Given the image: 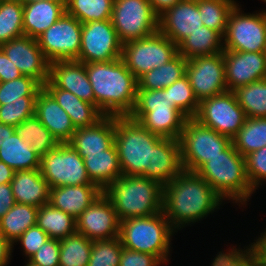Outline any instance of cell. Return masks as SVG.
I'll return each instance as SVG.
<instances>
[{
    "label": "cell",
    "mask_w": 266,
    "mask_h": 266,
    "mask_svg": "<svg viewBox=\"0 0 266 266\" xmlns=\"http://www.w3.org/2000/svg\"><path fill=\"white\" fill-rule=\"evenodd\" d=\"M202 26L197 0H182L158 18V31L177 46Z\"/></svg>",
    "instance_id": "cell-19"
},
{
    "label": "cell",
    "mask_w": 266,
    "mask_h": 266,
    "mask_svg": "<svg viewBox=\"0 0 266 266\" xmlns=\"http://www.w3.org/2000/svg\"><path fill=\"white\" fill-rule=\"evenodd\" d=\"M24 36L23 4L18 0H0V46Z\"/></svg>",
    "instance_id": "cell-39"
},
{
    "label": "cell",
    "mask_w": 266,
    "mask_h": 266,
    "mask_svg": "<svg viewBox=\"0 0 266 266\" xmlns=\"http://www.w3.org/2000/svg\"><path fill=\"white\" fill-rule=\"evenodd\" d=\"M114 0H67L66 13L82 24L111 19Z\"/></svg>",
    "instance_id": "cell-40"
},
{
    "label": "cell",
    "mask_w": 266,
    "mask_h": 266,
    "mask_svg": "<svg viewBox=\"0 0 266 266\" xmlns=\"http://www.w3.org/2000/svg\"><path fill=\"white\" fill-rule=\"evenodd\" d=\"M93 241L75 232L60 240V266H87L91 257Z\"/></svg>",
    "instance_id": "cell-37"
},
{
    "label": "cell",
    "mask_w": 266,
    "mask_h": 266,
    "mask_svg": "<svg viewBox=\"0 0 266 266\" xmlns=\"http://www.w3.org/2000/svg\"><path fill=\"white\" fill-rule=\"evenodd\" d=\"M41 88L36 80L24 75L11 81L0 82V105L23 101V97H36Z\"/></svg>",
    "instance_id": "cell-43"
},
{
    "label": "cell",
    "mask_w": 266,
    "mask_h": 266,
    "mask_svg": "<svg viewBox=\"0 0 266 266\" xmlns=\"http://www.w3.org/2000/svg\"><path fill=\"white\" fill-rule=\"evenodd\" d=\"M223 200L196 172L183 170L163 186V212L177 232L220 209Z\"/></svg>",
    "instance_id": "cell-1"
},
{
    "label": "cell",
    "mask_w": 266,
    "mask_h": 266,
    "mask_svg": "<svg viewBox=\"0 0 266 266\" xmlns=\"http://www.w3.org/2000/svg\"><path fill=\"white\" fill-rule=\"evenodd\" d=\"M245 249V250H244ZM244 249H238L232 247L227 252L220 251L219 254L213 259L211 266H237L239 262L251 251L250 245L244 247Z\"/></svg>",
    "instance_id": "cell-51"
},
{
    "label": "cell",
    "mask_w": 266,
    "mask_h": 266,
    "mask_svg": "<svg viewBox=\"0 0 266 266\" xmlns=\"http://www.w3.org/2000/svg\"><path fill=\"white\" fill-rule=\"evenodd\" d=\"M48 239V234L35 225L28 228L15 243L19 242L21 244L23 253L29 260Z\"/></svg>",
    "instance_id": "cell-48"
},
{
    "label": "cell",
    "mask_w": 266,
    "mask_h": 266,
    "mask_svg": "<svg viewBox=\"0 0 266 266\" xmlns=\"http://www.w3.org/2000/svg\"><path fill=\"white\" fill-rule=\"evenodd\" d=\"M13 245L0 233V266H7L11 260Z\"/></svg>",
    "instance_id": "cell-55"
},
{
    "label": "cell",
    "mask_w": 266,
    "mask_h": 266,
    "mask_svg": "<svg viewBox=\"0 0 266 266\" xmlns=\"http://www.w3.org/2000/svg\"><path fill=\"white\" fill-rule=\"evenodd\" d=\"M223 55L228 91L266 79V52L224 50Z\"/></svg>",
    "instance_id": "cell-18"
},
{
    "label": "cell",
    "mask_w": 266,
    "mask_h": 266,
    "mask_svg": "<svg viewBox=\"0 0 266 266\" xmlns=\"http://www.w3.org/2000/svg\"><path fill=\"white\" fill-rule=\"evenodd\" d=\"M164 89L169 92L171 103L175 108L181 111L187 118L195 117L199 108V102L186 75Z\"/></svg>",
    "instance_id": "cell-42"
},
{
    "label": "cell",
    "mask_w": 266,
    "mask_h": 266,
    "mask_svg": "<svg viewBox=\"0 0 266 266\" xmlns=\"http://www.w3.org/2000/svg\"><path fill=\"white\" fill-rule=\"evenodd\" d=\"M103 191L96 185H69L50 188L49 203L77 219Z\"/></svg>",
    "instance_id": "cell-23"
},
{
    "label": "cell",
    "mask_w": 266,
    "mask_h": 266,
    "mask_svg": "<svg viewBox=\"0 0 266 266\" xmlns=\"http://www.w3.org/2000/svg\"><path fill=\"white\" fill-rule=\"evenodd\" d=\"M40 160L41 157L30 144L23 141L16 132L0 145V161L15 172L40 169Z\"/></svg>",
    "instance_id": "cell-30"
},
{
    "label": "cell",
    "mask_w": 266,
    "mask_h": 266,
    "mask_svg": "<svg viewBox=\"0 0 266 266\" xmlns=\"http://www.w3.org/2000/svg\"><path fill=\"white\" fill-rule=\"evenodd\" d=\"M103 194L111 201L120 221L163 211V186L144 176L122 175Z\"/></svg>",
    "instance_id": "cell-3"
},
{
    "label": "cell",
    "mask_w": 266,
    "mask_h": 266,
    "mask_svg": "<svg viewBox=\"0 0 266 266\" xmlns=\"http://www.w3.org/2000/svg\"><path fill=\"white\" fill-rule=\"evenodd\" d=\"M178 110L170 100L169 92L165 89H137L136 102L132 112H151Z\"/></svg>",
    "instance_id": "cell-45"
},
{
    "label": "cell",
    "mask_w": 266,
    "mask_h": 266,
    "mask_svg": "<svg viewBox=\"0 0 266 266\" xmlns=\"http://www.w3.org/2000/svg\"><path fill=\"white\" fill-rule=\"evenodd\" d=\"M87 174L102 191L122 176L117 150L113 144L103 153L88 154L84 158Z\"/></svg>",
    "instance_id": "cell-29"
},
{
    "label": "cell",
    "mask_w": 266,
    "mask_h": 266,
    "mask_svg": "<svg viewBox=\"0 0 266 266\" xmlns=\"http://www.w3.org/2000/svg\"><path fill=\"white\" fill-rule=\"evenodd\" d=\"M21 4L25 5V4H28V3H33V2H37V1H41V0H18ZM46 1H54V2H57V3H62L66 6L67 4V0H46Z\"/></svg>",
    "instance_id": "cell-60"
},
{
    "label": "cell",
    "mask_w": 266,
    "mask_h": 266,
    "mask_svg": "<svg viewBox=\"0 0 266 266\" xmlns=\"http://www.w3.org/2000/svg\"><path fill=\"white\" fill-rule=\"evenodd\" d=\"M182 171L180 140L162 137L153 146V180L164 186Z\"/></svg>",
    "instance_id": "cell-26"
},
{
    "label": "cell",
    "mask_w": 266,
    "mask_h": 266,
    "mask_svg": "<svg viewBox=\"0 0 266 266\" xmlns=\"http://www.w3.org/2000/svg\"><path fill=\"white\" fill-rule=\"evenodd\" d=\"M15 171L4 162L0 161V184H9Z\"/></svg>",
    "instance_id": "cell-57"
},
{
    "label": "cell",
    "mask_w": 266,
    "mask_h": 266,
    "mask_svg": "<svg viewBox=\"0 0 266 266\" xmlns=\"http://www.w3.org/2000/svg\"><path fill=\"white\" fill-rule=\"evenodd\" d=\"M43 87L68 113L76 129L95 125L105 116L96 105L81 100L67 90L57 88L50 80Z\"/></svg>",
    "instance_id": "cell-24"
},
{
    "label": "cell",
    "mask_w": 266,
    "mask_h": 266,
    "mask_svg": "<svg viewBox=\"0 0 266 266\" xmlns=\"http://www.w3.org/2000/svg\"><path fill=\"white\" fill-rule=\"evenodd\" d=\"M153 11L159 17L165 11L173 7L182 0H148Z\"/></svg>",
    "instance_id": "cell-56"
},
{
    "label": "cell",
    "mask_w": 266,
    "mask_h": 266,
    "mask_svg": "<svg viewBox=\"0 0 266 266\" xmlns=\"http://www.w3.org/2000/svg\"><path fill=\"white\" fill-rule=\"evenodd\" d=\"M129 117L138 121L151 133L172 139H180L184 124L188 119L179 110L131 112Z\"/></svg>",
    "instance_id": "cell-28"
},
{
    "label": "cell",
    "mask_w": 266,
    "mask_h": 266,
    "mask_svg": "<svg viewBox=\"0 0 266 266\" xmlns=\"http://www.w3.org/2000/svg\"><path fill=\"white\" fill-rule=\"evenodd\" d=\"M177 48L178 54L186 59L214 55L224 51L223 36L215 30L202 26L190 33Z\"/></svg>",
    "instance_id": "cell-31"
},
{
    "label": "cell",
    "mask_w": 266,
    "mask_h": 266,
    "mask_svg": "<svg viewBox=\"0 0 266 266\" xmlns=\"http://www.w3.org/2000/svg\"><path fill=\"white\" fill-rule=\"evenodd\" d=\"M10 185L16 203L38 208L49 203L50 186L39 169L16 171Z\"/></svg>",
    "instance_id": "cell-25"
},
{
    "label": "cell",
    "mask_w": 266,
    "mask_h": 266,
    "mask_svg": "<svg viewBox=\"0 0 266 266\" xmlns=\"http://www.w3.org/2000/svg\"><path fill=\"white\" fill-rule=\"evenodd\" d=\"M177 54V45L158 31L149 37L124 43L121 58L138 80L152 69L167 64Z\"/></svg>",
    "instance_id": "cell-8"
},
{
    "label": "cell",
    "mask_w": 266,
    "mask_h": 266,
    "mask_svg": "<svg viewBox=\"0 0 266 266\" xmlns=\"http://www.w3.org/2000/svg\"><path fill=\"white\" fill-rule=\"evenodd\" d=\"M186 76L199 103L228 91L223 52L188 59Z\"/></svg>",
    "instance_id": "cell-15"
},
{
    "label": "cell",
    "mask_w": 266,
    "mask_h": 266,
    "mask_svg": "<svg viewBox=\"0 0 266 266\" xmlns=\"http://www.w3.org/2000/svg\"><path fill=\"white\" fill-rule=\"evenodd\" d=\"M181 161L184 171L196 172L209 158L220 155L231 139L214 129L188 118L180 136Z\"/></svg>",
    "instance_id": "cell-7"
},
{
    "label": "cell",
    "mask_w": 266,
    "mask_h": 266,
    "mask_svg": "<svg viewBox=\"0 0 266 266\" xmlns=\"http://www.w3.org/2000/svg\"><path fill=\"white\" fill-rule=\"evenodd\" d=\"M258 266H266V263H261V262L258 260Z\"/></svg>",
    "instance_id": "cell-62"
},
{
    "label": "cell",
    "mask_w": 266,
    "mask_h": 266,
    "mask_svg": "<svg viewBox=\"0 0 266 266\" xmlns=\"http://www.w3.org/2000/svg\"><path fill=\"white\" fill-rule=\"evenodd\" d=\"M201 20L207 28L222 36L226 31L229 13L237 4L235 0H197Z\"/></svg>",
    "instance_id": "cell-41"
},
{
    "label": "cell",
    "mask_w": 266,
    "mask_h": 266,
    "mask_svg": "<svg viewBox=\"0 0 266 266\" xmlns=\"http://www.w3.org/2000/svg\"><path fill=\"white\" fill-rule=\"evenodd\" d=\"M40 172L50 188L69 185H93L84 159L69 144L59 143L40 160Z\"/></svg>",
    "instance_id": "cell-10"
},
{
    "label": "cell",
    "mask_w": 266,
    "mask_h": 266,
    "mask_svg": "<svg viewBox=\"0 0 266 266\" xmlns=\"http://www.w3.org/2000/svg\"><path fill=\"white\" fill-rule=\"evenodd\" d=\"M234 148L242 155L266 146V117L246 118L242 128L231 139Z\"/></svg>",
    "instance_id": "cell-36"
},
{
    "label": "cell",
    "mask_w": 266,
    "mask_h": 266,
    "mask_svg": "<svg viewBox=\"0 0 266 266\" xmlns=\"http://www.w3.org/2000/svg\"><path fill=\"white\" fill-rule=\"evenodd\" d=\"M194 118L202 125L232 139L247 117L234 92L226 91L201 101Z\"/></svg>",
    "instance_id": "cell-12"
},
{
    "label": "cell",
    "mask_w": 266,
    "mask_h": 266,
    "mask_svg": "<svg viewBox=\"0 0 266 266\" xmlns=\"http://www.w3.org/2000/svg\"><path fill=\"white\" fill-rule=\"evenodd\" d=\"M239 4L231 10L223 36L224 50L266 52V9L242 13Z\"/></svg>",
    "instance_id": "cell-9"
},
{
    "label": "cell",
    "mask_w": 266,
    "mask_h": 266,
    "mask_svg": "<svg viewBox=\"0 0 266 266\" xmlns=\"http://www.w3.org/2000/svg\"><path fill=\"white\" fill-rule=\"evenodd\" d=\"M237 266H258L257 256L250 251Z\"/></svg>",
    "instance_id": "cell-59"
},
{
    "label": "cell",
    "mask_w": 266,
    "mask_h": 266,
    "mask_svg": "<svg viewBox=\"0 0 266 266\" xmlns=\"http://www.w3.org/2000/svg\"><path fill=\"white\" fill-rule=\"evenodd\" d=\"M233 92L247 118L266 117V79L241 86Z\"/></svg>",
    "instance_id": "cell-38"
},
{
    "label": "cell",
    "mask_w": 266,
    "mask_h": 266,
    "mask_svg": "<svg viewBox=\"0 0 266 266\" xmlns=\"http://www.w3.org/2000/svg\"><path fill=\"white\" fill-rule=\"evenodd\" d=\"M82 23L66 12L38 38L49 62L76 60L81 48Z\"/></svg>",
    "instance_id": "cell-13"
},
{
    "label": "cell",
    "mask_w": 266,
    "mask_h": 266,
    "mask_svg": "<svg viewBox=\"0 0 266 266\" xmlns=\"http://www.w3.org/2000/svg\"><path fill=\"white\" fill-rule=\"evenodd\" d=\"M36 97H23V101L0 105V123L16 127L35 115Z\"/></svg>",
    "instance_id": "cell-46"
},
{
    "label": "cell",
    "mask_w": 266,
    "mask_h": 266,
    "mask_svg": "<svg viewBox=\"0 0 266 266\" xmlns=\"http://www.w3.org/2000/svg\"><path fill=\"white\" fill-rule=\"evenodd\" d=\"M36 225L52 239L61 240L76 232V219L50 203L38 208Z\"/></svg>",
    "instance_id": "cell-34"
},
{
    "label": "cell",
    "mask_w": 266,
    "mask_h": 266,
    "mask_svg": "<svg viewBox=\"0 0 266 266\" xmlns=\"http://www.w3.org/2000/svg\"><path fill=\"white\" fill-rule=\"evenodd\" d=\"M123 245L119 237L93 240L91 257L87 266H119Z\"/></svg>",
    "instance_id": "cell-44"
},
{
    "label": "cell",
    "mask_w": 266,
    "mask_h": 266,
    "mask_svg": "<svg viewBox=\"0 0 266 266\" xmlns=\"http://www.w3.org/2000/svg\"><path fill=\"white\" fill-rule=\"evenodd\" d=\"M120 41L111 20L82 24L81 48L77 61L87 63L107 62L122 56Z\"/></svg>",
    "instance_id": "cell-14"
},
{
    "label": "cell",
    "mask_w": 266,
    "mask_h": 266,
    "mask_svg": "<svg viewBox=\"0 0 266 266\" xmlns=\"http://www.w3.org/2000/svg\"><path fill=\"white\" fill-rule=\"evenodd\" d=\"M22 73L17 66L10 61L7 55L0 48V82H7L20 78Z\"/></svg>",
    "instance_id": "cell-52"
},
{
    "label": "cell",
    "mask_w": 266,
    "mask_h": 266,
    "mask_svg": "<svg viewBox=\"0 0 266 266\" xmlns=\"http://www.w3.org/2000/svg\"><path fill=\"white\" fill-rule=\"evenodd\" d=\"M175 232L162 211L120 221L119 239L124 248L154 255L164 265L170 261V242Z\"/></svg>",
    "instance_id": "cell-6"
},
{
    "label": "cell",
    "mask_w": 266,
    "mask_h": 266,
    "mask_svg": "<svg viewBox=\"0 0 266 266\" xmlns=\"http://www.w3.org/2000/svg\"><path fill=\"white\" fill-rule=\"evenodd\" d=\"M12 188L9 184H0V219L15 205Z\"/></svg>",
    "instance_id": "cell-53"
},
{
    "label": "cell",
    "mask_w": 266,
    "mask_h": 266,
    "mask_svg": "<svg viewBox=\"0 0 266 266\" xmlns=\"http://www.w3.org/2000/svg\"><path fill=\"white\" fill-rule=\"evenodd\" d=\"M35 116L59 143L69 142L76 131L68 113L44 87L36 96Z\"/></svg>",
    "instance_id": "cell-21"
},
{
    "label": "cell",
    "mask_w": 266,
    "mask_h": 266,
    "mask_svg": "<svg viewBox=\"0 0 266 266\" xmlns=\"http://www.w3.org/2000/svg\"><path fill=\"white\" fill-rule=\"evenodd\" d=\"M161 138L129 116H115L114 145L122 175L153 180V146Z\"/></svg>",
    "instance_id": "cell-4"
},
{
    "label": "cell",
    "mask_w": 266,
    "mask_h": 266,
    "mask_svg": "<svg viewBox=\"0 0 266 266\" xmlns=\"http://www.w3.org/2000/svg\"><path fill=\"white\" fill-rule=\"evenodd\" d=\"M188 59L177 54L167 64L154 68L141 76L137 82V89L159 90L172 85L186 75Z\"/></svg>",
    "instance_id": "cell-32"
},
{
    "label": "cell",
    "mask_w": 266,
    "mask_h": 266,
    "mask_svg": "<svg viewBox=\"0 0 266 266\" xmlns=\"http://www.w3.org/2000/svg\"><path fill=\"white\" fill-rule=\"evenodd\" d=\"M95 105L105 116H129L137 95L138 82L122 58L86 64Z\"/></svg>",
    "instance_id": "cell-2"
},
{
    "label": "cell",
    "mask_w": 266,
    "mask_h": 266,
    "mask_svg": "<svg viewBox=\"0 0 266 266\" xmlns=\"http://www.w3.org/2000/svg\"><path fill=\"white\" fill-rule=\"evenodd\" d=\"M115 141V116H104L95 125L77 128L69 144L84 159L88 154L103 153Z\"/></svg>",
    "instance_id": "cell-22"
},
{
    "label": "cell",
    "mask_w": 266,
    "mask_h": 266,
    "mask_svg": "<svg viewBox=\"0 0 266 266\" xmlns=\"http://www.w3.org/2000/svg\"><path fill=\"white\" fill-rule=\"evenodd\" d=\"M25 266H39V265L34 264V263H31V262L28 261L27 264H26Z\"/></svg>",
    "instance_id": "cell-61"
},
{
    "label": "cell",
    "mask_w": 266,
    "mask_h": 266,
    "mask_svg": "<svg viewBox=\"0 0 266 266\" xmlns=\"http://www.w3.org/2000/svg\"><path fill=\"white\" fill-rule=\"evenodd\" d=\"M15 132V127L0 123V145Z\"/></svg>",
    "instance_id": "cell-58"
},
{
    "label": "cell",
    "mask_w": 266,
    "mask_h": 266,
    "mask_svg": "<svg viewBox=\"0 0 266 266\" xmlns=\"http://www.w3.org/2000/svg\"><path fill=\"white\" fill-rule=\"evenodd\" d=\"M49 80L57 88L67 90L81 100L95 105L94 92L85 63L77 60L50 62Z\"/></svg>",
    "instance_id": "cell-20"
},
{
    "label": "cell",
    "mask_w": 266,
    "mask_h": 266,
    "mask_svg": "<svg viewBox=\"0 0 266 266\" xmlns=\"http://www.w3.org/2000/svg\"><path fill=\"white\" fill-rule=\"evenodd\" d=\"M38 207L15 205L0 219V233L14 247L15 241L30 227L36 225Z\"/></svg>",
    "instance_id": "cell-33"
},
{
    "label": "cell",
    "mask_w": 266,
    "mask_h": 266,
    "mask_svg": "<svg viewBox=\"0 0 266 266\" xmlns=\"http://www.w3.org/2000/svg\"><path fill=\"white\" fill-rule=\"evenodd\" d=\"M60 240L49 238L27 261L39 266H60Z\"/></svg>",
    "instance_id": "cell-49"
},
{
    "label": "cell",
    "mask_w": 266,
    "mask_h": 266,
    "mask_svg": "<svg viewBox=\"0 0 266 266\" xmlns=\"http://www.w3.org/2000/svg\"><path fill=\"white\" fill-rule=\"evenodd\" d=\"M65 12V5L54 1L41 0L23 5L24 35L37 39Z\"/></svg>",
    "instance_id": "cell-27"
},
{
    "label": "cell",
    "mask_w": 266,
    "mask_h": 266,
    "mask_svg": "<svg viewBox=\"0 0 266 266\" xmlns=\"http://www.w3.org/2000/svg\"><path fill=\"white\" fill-rule=\"evenodd\" d=\"M256 242L250 243L251 251L257 256L261 263H266V228L265 232L260 234Z\"/></svg>",
    "instance_id": "cell-54"
},
{
    "label": "cell",
    "mask_w": 266,
    "mask_h": 266,
    "mask_svg": "<svg viewBox=\"0 0 266 266\" xmlns=\"http://www.w3.org/2000/svg\"><path fill=\"white\" fill-rule=\"evenodd\" d=\"M0 48L22 75L33 78L42 87L49 80L50 62L37 39L24 35L2 44Z\"/></svg>",
    "instance_id": "cell-16"
},
{
    "label": "cell",
    "mask_w": 266,
    "mask_h": 266,
    "mask_svg": "<svg viewBox=\"0 0 266 266\" xmlns=\"http://www.w3.org/2000/svg\"><path fill=\"white\" fill-rule=\"evenodd\" d=\"M196 173L201 176L225 201L246 205L255 190L247 174L245 158L231 143L224 151L209 158Z\"/></svg>",
    "instance_id": "cell-5"
},
{
    "label": "cell",
    "mask_w": 266,
    "mask_h": 266,
    "mask_svg": "<svg viewBox=\"0 0 266 266\" xmlns=\"http://www.w3.org/2000/svg\"><path fill=\"white\" fill-rule=\"evenodd\" d=\"M246 174L254 190L266 181V146L245 157Z\"/></svg>",
    "instance_id": "cell-47"
},
{
    "label": "cell",
    "mask_w": 266,
    "mask_h": 266,
    "mask_svg": "<svg viewBox=\"0 0 266 266\" xmlns=\"http://www.w3.org/2000/svg\"><path fill=\"white\" fill-rule=\"evenodd\" d=\"M15 132L23 141L43 157L49 150L55 148L59 142L52 133L33 115L15 127Z\"/></svg>",
    "instance_id": "cell-35"
},
{
    "label": "cell",
    "mask_w": 266,
    "mask_h": 266,
    "mask_svg": "<svg viewBox=\"0 0 266 266\" xmlns=\"http://www.w3.org/2000/svg\"><path fill=\"white\" fill-rule=\"evenodd\" d=\"M162 264L154 255L123 247L119 266H159Z\"/></svg>",
    "instance_id": "cell-50"
},
{
    "label": "cell",
    "mask_w": 266,
    "mask_h": 266,
    "mask_svg": "<svg viewBox=\"0 0 266 266\" xmlns=\"http://www.w3.org/2000/svg\"><path fill=\"white\" fill-rule=\"evenodd\" d=\"M158 18L148 0H114L110 20L124 44L158 32Z\"/></svg>",
    "instance_id": "cell-11"
},
{
    "label": "cell",
    "mask_w": 266,
    "mask_h": 266,
    "mask_svg": "<svg viewBox=\"0 0 266 266\" xmlns=\"http://www.w3.org/2000/svg\"><path fill=\"white\" fill-rule=\"evenodd\" d=\"M119 228L116 211L103 193L76 219V232L92 241L117 238Z\"/></svg>",
    "instance_id": "cell-17"
}]
</instances>
